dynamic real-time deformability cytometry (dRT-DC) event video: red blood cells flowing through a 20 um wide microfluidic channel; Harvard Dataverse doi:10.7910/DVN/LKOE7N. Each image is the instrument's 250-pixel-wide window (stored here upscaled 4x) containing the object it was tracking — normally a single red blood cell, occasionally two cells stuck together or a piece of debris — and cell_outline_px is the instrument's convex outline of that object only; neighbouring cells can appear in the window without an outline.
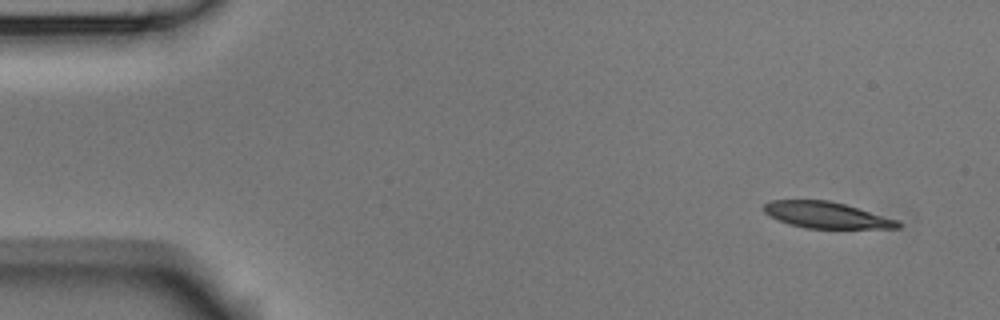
{"species": "Egyptian fruit bat (a non-hibernating species)", "species_latin": "Rousettus aegyptiacus", "temperature_condition": "room temperature", "stored_images_in_passage": 4, "camera_frame_rate_fps": 3000, "um_per_image_px": 0.085, "animal": {"sex": "male"}, "frame": {"image": 1, "passage_image": 1, "time_ms": 0.0, "image_size_px": [1000, 320], "cell_outline_px": [[900, 228], [804, 228], [788, 224], [764, 212], [764, 204], [772, 200], [828, 200], [844, 204], [900, 220]], "centroid_in_image_um": [70.27, 18.28], "position_along_channel_um": 14.7, "area_um2": 20.35}}
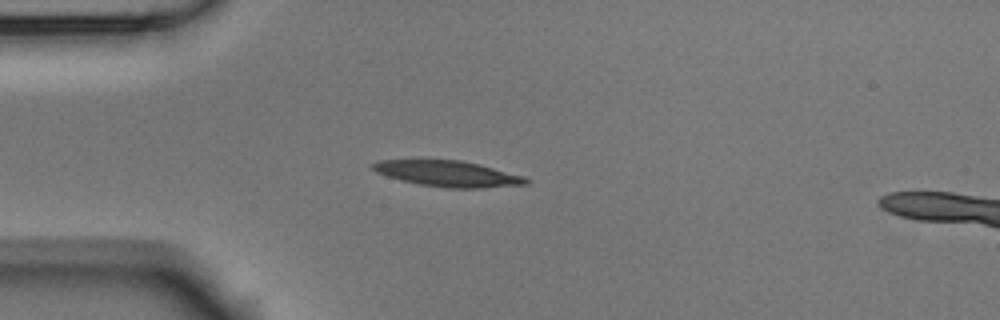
{"frame": {"image": 2, "passage_image": 4, "time_ms": 1.0, "image_size_px": [1000, 320], "cell_outline_px": [[532, 180], [528, 184], [484, 188], [444, 188], [420, 184], [400, 180], [376, 172], [372, 168], [372, 164], [380, 160], [460, 160], [480, 164], [524, 176]], "centroid_in_image_um": [38.13, 14.77], "position_along_channel_um": 46.9, "area_um2": 23.12}}